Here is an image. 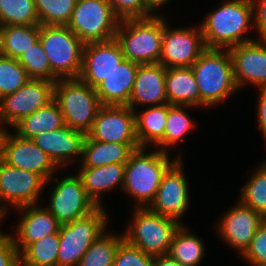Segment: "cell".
Returning <instances> with one entry per match:
<instances>
[{"instance_id":"ee69618b","label":"cell","mask_w":266,"mask_h":266,"mask_svg":"<svg viewBox=\"0 0 266 266\" xmlns=\"http://www.w3.org/2000/svg\"><path fill=\"white\" fill-rule=\"evenodd\" d=\"M258 114L260 128L263 130L262 132L266 136V87H262L261 97L259 100Z\"/></svg>"},{"instance_id":"7402d4cb","label":"cell","mask_w":266,"mask_h":266,"mask_svg":"<svg viewBox=\"0 0 266 266\" xmlns=\"http://www.w3.org/2000/svg\"><path fill=\"white\" fill-rule=\"evenodd\" d=\"M86 135L66 124L56 130L36 136L33 141L57 166L68 159V156L82 154Z\"/></svg>"},{"instance_id":"8992f818","label":"cell","mask_w":266,"mask_h":266,"mask_svg":"<svg viewBox=\"0 0 266 266\" xmlns=\"http://www.w3.org/2000/svg\"><path fill=\"white\" fill-rule=\"evenodd\" d=\"M143 147L135 149L125 166L123 187L138 201H153L163 174L174 163H170L164 149L143 154Z\"/></svg>"},{"instance_id":"4fadbf2b","label":"cell","mask_w":266,"mask_h":266,"mask_svg":"<svg viewBox=\"0 0 266 266\" xmlns=\"http://www.w3.org/2000/svg\"><path fill=\"white\" fill-rule=\"evenodd\" d=\"M124 59L120 44L115 38L86 43L79 78L96 88Z\"/></svg>"},{"instance_id":"5bb4252c","label":"cell","mask_w":266,"mask_h":266,"mask_svg":"<svg viewBox=\"0 0 266 266\" xmlns=\"http://www.w3.org/2000/svg\"><path fill=\"white\" fill-rule=\"evenodd\" d=\"M166 28L164 25L159 63L166 68L191 67L207 49L201 29L196 34L194 29L168 31Z\"/></svg>"},{"instance_id":"ba28073f","label":"cell","mask_w":266,"mask_h":266,"mask_svg":"<svg viewBox=\"0 0 266 266\" xmlns=\"http://www.w3.org/2000/svg\"><path fill=\"white\" fill-rule=\"evenodd\" d=\"M143 208L136 210L133 228L130 226L124 239L153 257L167 255L173 235L181 225L178 220Z\"/></svg>"},{"instance_id":"277c9868","label":"cell","mask_w":266,"mask_h":266,"mask_svg":"<svg viewBox=\"0 0 266 266\" xmlns=\"http://www.w3.org/2000/svg\"><path fill=\"white\" fill-rule=\"evenodd\" d=\"M200 92V105H213L237 88L232 58L220 49H206L191 66Z\"/></svg>"},{"instance_id":"bcb514c9","label":"cell","mask_w":266,"mask_h":266,"mask_svg":"<svg viewBox=\"0 0 266 266\" xmlns=\"http://www.w3.org/2000/svg\"><path fill=\"white\" fill-rule=\"evenodd\" d=\"M165 1L168 0H143L144 6L151 11V9L158 7L159 5L163 4Z\"/></svg>"},{"instance_id":"7a4b0ae2","label":"cell","mask_w":266,"mask_h":266,"mask_svg":"<svg viewBox=\"0 0 266 266\" xmlns=\"http://www.w3.org/2000/svg\"><path fill=\"white\" fill-rule=\"evenodd\" d=\"M66 79L55 82L54 101L62 112L64 123L87 135L102 104L95 88L80 78Z\"/></svg>"},{"instance_id":"7c38bea8","label":"cell","mask_w":266,"mask_h":266,"mask_svg":"<svg viewBox=\"0 0 266 266\" xmlns=\"http://www.w3.org/2000/svg\"><path fill=\"white\" fill-rule=\"evenodd\" d=\"M59 182L51 195L49 211L61 225L82 218L97 208L87 195L79 175Z\"/></svg>"},{"instance_id":"30bf717a","label":"cell","mask_w":266,"mask_h":266,"mask_svg":"<svg viewBox=\"0 0 266 266\" xmlns=\"http://www.w3.org/2000/svg\"><path fill=\"white\" fill-rule=\"evenodd\" d=\"M54 84L49 80L30 79L16 92L4 96L0 99V120L15 126L24 117L47 106L54 100Z\"/></svg>"},{"instance_id":"f35d334b","label":"cell","mask_w":266,"mask_h":266,"mask_svg":"<svg viewBox=\"0 0 266 266\" xmlns=\"http://www.w3.org/2000/svg\"><path fill=\"white\" fill-rule=\"evenodd\" d=\"M153 259L124 239L117 248L112 266H153Z\"/></svg>"},{"instance_id":"836d02e7","label":"cell","mask_w":266,"mask_h":266,"mask_svg":"<svg viewBox=\"0 0 266 266\" xmlns=\"http://www.w3.org/2000/svg\"><path fill=\"white\" fill-rule=\"evenodd\" d=\"M39 25L67 26L77 0H34Z\"/></svg>"},{"instance_id":"c3c4849f","label":"cell","mask_w":266,"mask_h":266,"mask_svg":"<svg viewBox=\"0 0 266 266\" xmlns=\"http://www.w3.org/2000/svg\"><path fill=\"white\" fill-rule=\"evenodd\" d=\"M4 211H5V210H3V208H2V209H0V218L3 216V214H4Z\"/></svg>"},{"instance_id":"cb8c5ba5","label":"cell","mask_w":266,"mask_h":266,"mask_svg":"<svg viewBox=\"0 0 266 266\" xmlns=\"http://www.w3.org/2000/svg\"><path fill=\"white\" fill-rule=\"evenodd\" d=\"M166 97L171 105H200V92L191 67L166 68Z\"/></svg>"},{"instance_id":"4dcf8cb0","label":"cell","mask_w":266,"mask_h":266,"mask_svg":"<svg viewBox=\"0 0 266 266\" xmlns=\"http://www.w3.org/2000/svg\"><path fill=\"white\" fill-rule=\"evenodd\" d=\"M203 249L201 240L180 226L173 235L168 255L182 266H196L202 259Z\"/></svg>"},{"instance_id":"7dc6e473","label":"cell","mask_w":266,"mask_h":266,"mask_svg":"<svg viewBox=\"0 0 266 266\" xmlns=\"http://www.w3.org/2000/svg\"><path fill=\"white\" fill-rule=\"evenodd\" d=\"M8 134L0 129V161L3 159L4 143Z\"/></svg>"},{"instance_id":"ffe728a7","label":"cell","mask_w":266,"mask_h":266,"mask_svg":"<svg viewBox=\"0 0 266 266\" xmlns=\"http://www.w3.org/2000/svg\"><path fill=\"white\" fill-rule=\"evenodd\" d=\"M139 64L124 59L96 88L102 105L128 106Z\"/></svg>"},{"instance_id":"2e32d148","label":"cell","mask_w":266,"mask_h":266,"mask_svg":"<svg viewBox=\"0 0 266 266\" xmlns=\"http://www.w3.org/2000/svg\"><path fill=\"white\" fill-rule=\"evenodd\" d=\"M47 181L39 174L12 167L0 161V198L18 208L33 205Z\"/></svg>"},{"instance_id":"603a6c76","label":"cell","mask_w":266,"mask_h":266,"mask_svg":"<svg viewBox=\"0 0 266 266\" xmlns=\"http://www.w3.org/2000/svg\"><path fill=\"white\" fill-rule=\"evenodd\" d=\"M140 148L139 143H108L85 137L82 154L85 156L82 168H95L112 163H127L131 153Z\"/></svg>"},{"instance_id":"4316f807","label":"cell","mask_w":266,"mask_h":266,"mask_svg":"<svg viewBox=\"0 0 266 266\" xmlns=\"http://www.w3.org/2000/svg\"><path fill=\"white\" fill-rule=\"evenodd\" d=\"M64 119L58 104L53 100L47 106L24 117L15 127L17 135L33 140L42 132L48 133L64 126Z\"/></svg>"},{"instance_id":"f6af8a7d","label":"cell","mask_w":266,"mask_h":266,"mask_svg":"<svg viewBox=\"0 0 266 266\" xmlns=\"http://www.w3.org/2000/svg\"><path fill=\"white\" fill-rule=\"evenodd\" d=\"M153 266H182V265L177 260L171 258L167 254V255L155 256L153 259Z\"/></svg>"},{"instance_id":"7bdbcfd3","label":"cell","mask_w":266,"mask_h":266,"mask_svg":"<svg viewBox=\"0 0 266 266\" xmlns=\"http://www.w3.org/2000/svg\"><path fill=\"white\" fill-rule=\"evenodd\" d=\"M253 8H257L256 10L258 13L255 15L256 19V28L259 29L261 38H263V41H266V0H262L261 2H258V6L256 7V3L253 0Z\"/></svg>"},{"instance_id":"ac0fdd59","label":"cell","mask_w":266,"mask_h":266,"mask_svg":"<svg viewBox=\"0 0 266 266\" xmlns=\"http://www.w3.org/2000/svg\"><path fill=\"white\" fill-rule=\"evenodd\" d=\"M250 41L231 47L234 81L239 88L244 81L266 87V41Z\"/></svg>"},{"instance_id":"9a60e30c","label":"cell","mask_w":266,"mask_h":266,"mask_svg":"<svg viewBox=\"0 0 266 266\" xmlns=\"http://www.w3.org/2000/svg\"><path fill=\"white\" fill-rule=\"evenodd\" d=\"M176 160L163 174L158 191L148 209L172 219H179L188 205L187 182Z\"/></svg>"},{"instance_id":"d6a6232c","label":"cell","mask_w":266,"mask_h":266,"mask_svg":"<svg viewBox=\"0 0 266 266\" xmlns=\"http://www.w3.org/2000/svg\"><path fill=\"white\" fill-rule=\"evenodd\" d=\"M122 237L101 235L83 255L78 266H112Z\"/></svg>"},{"instance_id":"d590c367","label":"cell","mask_w":266,"mask_h":266,"mask_svg":"<svg viewBox=\"0 0 266 266\" xmlns=\"http://www.w3.org/2000/svg\"><path fill=\"white\" fill-rule=\"evenodd\" d=\"M30 79L18 59L0 54V99L16 92Z\"/></svg>"},{"instance_id":"f546056e","label":"cell","mask_w":266,"mask_h":266,"mask_svg":"<svg viewBox=\"0 0 266 266\" xmlns=\"http://www.w3.org/2000/svg\"><path fill=\"white\" fill-rule=\"evenodd\" d=\"M20 266H57L59 234H51L22 249Z\"/></svg>"},{"instance_id":"e575fe53","label":"cell","mask_w":266,"mask_h":266,"mask_svg":"<svg viewBox=\"0 0 266 266\" xmlns=\"http://www.w3.org/2000/svg\"><path fill=\"white\" fill-rule=\"evenodd\" d=\"M18 62L31 79L57 81V76L52 72L47 55L39 40L19 57Z\"/></svg>"},{"instance_id":"d4e9b609","label":"cell","mask_w":266,"mask_h":266,"mask_svg":"<svg viewBox=\"0 0 266 266\" xmlns=\"http://www.w3.org/2000/svg\"><path fill=\"white\" fill-rule=\"evenodd\" d=\"M31 207L32 205L20 207L22 210L27 208L17 230L23 249L45 236L58 233L61 226L50 211Z\"/></svg>"},{"instance_id":"5b68a950","label":"cell","mask_w":266,"mask_h":266,"mask_svg":"<svg viewBox=\"0 0 266 266\" xmlns=\"http://www.w3.org/2000/svg\"><path fill=\"white\" fill-rule=\"evenodd\" d=\"M39 41L57 77L79 78L85 44L68 26L40 25Z\"/></svg>"},{"instance_id":"f1b7e54d","label":"cell","mask_w":266,"mask_h":266,"mask_svg":"<svg viewBox=\"0 0 266 266\" xmlns=\"http://www.w3.org/2000/svg\"><path fill=\"white\" fill-rule=\"evenodd\" d=\"M169 103L147 109L135 116L136 137L140 147L148 141L158 143L164 136Z\"/></svg>"},{"instance_id":"9c48e42d","label":"cell","mask_w":266,"mask_h":266,"mask_svg":"<svg viewBox=\"0 0 266 266\" xmlns=\"http://www.w3.org/2000/svg\"><path fill=\"white\" fill-rule=\"evenodd\" d=\"M119 18L108 0H77L67 24L84 43L115 38Z\"/></svg>"},{"instance_id":"e0dca14e","label":"cell","mask_w":266,"mask_h":266,"mask_svg":"<svg viewBox=\"0 0 266 266\" xmlns=\"http://www.w3.org/2000/svg\"><path fill=\"white\" fill-rule=\"evenodd\" d=\"M2 161L12 167L35 172L46 181L52 177L50 173L56 166L33 140L22 138L17 134L15 138L7 135Z\"/></svg>"},{"instance_id":"d6986e66","label":"cell","mask_w":266,"mask_h":266,"mask_svg":"<svg viewBox=\"0 0 266 266\" xmlns=\"http://www.w3.org/2000/svg\"><path fill=\"white\" fill-rule=\"evenodd\" d=\"M265 220L262 214L240 202L239 206L231 209L224 217L220 231L230 245L238 247L244 253L256 230Z\"/></svg>"},{"instance_id":"8fae6325","label":"cell","mask_w":266,"mask_h":266,"mask_svg":"<svg viewBox=\"0 0 266 266\" xmlns=\"http://www.w3.org/2000/svg\"><path fill=\"white\" fill-rule=\"evenodd\" d=\"M133 112L129 106L102 105L86 136L100 142L138 143Z\"/></svg>"},{"instance_id":"74e56055","label":"cell","mask_w":266,"mask_h":266,"mask_svg":"<svg viewBox=\"0 0 266 266\" xmlns=\"http://www.w3.org/2000/svg\"><path fill=\"white\" fill-rule=\"evenodd\" d=\"M180 107L181 105L169 104L164 136L157 145L168 146L176 143L192 127V122Z\"/></svg>"},{"instance_id":"83f0119b","label":"cell","mask_w":266,"mask_h":266,"mask_svg":"<svg viewBox=\"0 0 266 266\" xmlns=\"http://www.w3.org/2000/svg\"><path fill=\"white\" fill-rule=\"evenodd\" d=\"M40 25H5L0 27V54L19 57L39 40Z\"/></svg>"},{"instance_id":"484cf974","label":"cell","mask_w":266,"mask_h":266,"mask_svg":"<svg viewBox=\"0 0 266 266\" xmlns=\"http://www.w3.org/2000/svg\"><path fill=\"white\" fill-rule=\"evenodd\" d=\"M126 163H112L95 168H83L79 174L89 198L97 205L99 192L113 188L116 184H124Z\"/></svg>"},{"instance_id":"44dd1931","label":"cell","mask_w":266,"mask_h":266,"mask_svg":"<svg viewBox=\"0 0 266 266\" xmlns=\"http://www.w3.org/2000/svg\"><path fill=\"white\" fill-rule=\"evenodd\" d=\"M165 80L166 67L162 64H139L128 106L134 110L136 102L155 103L156 106L157 103L158 106L167 104Z\"/></svg>"},{"instance_id":"6da1fadb","label":"cell","mask_w":266,"mask_h":266,"mask_svg":"<svg viewBox=\"0 0 266 266\" xmlns=\"http://www.w3.org/2000/svg\"><path fill=\"white\" fill-rule=\"evenodd\" d=\"M120 21L126 30L119 25L115 39L120 44L125 59L138 64L159 63L165 25L162 18L150 16Z\"/></svg>"},{"instance_id":"60d3db41","label":"cell","mask_w":266,"mask_h":266,"mask_svg":"<svg viewBox=\"0 0 266 266\" xmlns=\"http://www.w3.org/2000/svg\"><path fill=\"white\" fill-rule=\"evenodd\" d=\"M114 13L119 19L146 18L149 10L144 6L143 0H108Z\"/></svg>"},{"instance_id":"3957f363","label":"cell","mask_w":266,"mask_h":266,"mask_svg":"<svg viewBox=\"0 0 266 266\" xmlns=\"http://www.w3.org/2000/svg\"><path fill=\"white\" fill-rule=\"evenodd\" d=\"M254 11L252 0H233L216 10L201 27L206 48H231L252 40L242 39Z\"/></svg>"},{"instance_id":"b9f144b4","label":"cell","mask_w":266,"mask_h":266,"mask_svg":"<svg viewBox=\"0 0 266 266\" xmlns=\"http://www.w3.org/2000/svg\"><path fill=\"white\" fill-rule=\"evenodd\" d=\"M18 241L0 233V266H20Z\"/></svg>"},{"instance_id":"ab89813d","label":"cell","mask_w":266,"mask_h":266,"mask_svg":"<svg viewBox=\"0 0 266 266\" xmlns=\"http://www.w3.org/2000/svg\"><path fill=\"white\" fill-rule=\"evenodd\" d=\"M254 265H266V220L256 230L249 247L243 253Z\"/></svg>"},{"instance_id":"8d00e7d4","label":"cell","mask_w":266,"mask_h":266,"mask_svg":"<svg viewBox=\"0 0 266 266\" xmlns=\"http://www.w3.org/2000/svg\"><path fill=\"white\" fill-rule=\"evenodd\" d=\"M242 189L241 203L266 218V164L253 176Z\"/></svg>"},{"instance_id":"1f68e13d","label":"cell","mask_w":266,"mask_h":266,"mask_svg":"<svg viewBox=\"0 0 266 266\" xmlns=\"http://www.w3.org/2000/svg\"><path fill=\"white\" fill-rule=\"evenodd\" d=\"M17 24H39L34 0H0V27Z\"/></svg>"},{"instance_id":"52a82bcc","label":"cell","mask_w":266,"mask_h":266,"mask_svg":"<svg viewBox=\"0 0 266 266\" xmlns=\"http://www.w3.org/2000/svg\"><path fill=\"white\" fill-rule=\"evenodd\" d=\"M106 214L101 206L59 228L57 266H78L91 244L103 233Z\"/></svg>"}]
</instances>
